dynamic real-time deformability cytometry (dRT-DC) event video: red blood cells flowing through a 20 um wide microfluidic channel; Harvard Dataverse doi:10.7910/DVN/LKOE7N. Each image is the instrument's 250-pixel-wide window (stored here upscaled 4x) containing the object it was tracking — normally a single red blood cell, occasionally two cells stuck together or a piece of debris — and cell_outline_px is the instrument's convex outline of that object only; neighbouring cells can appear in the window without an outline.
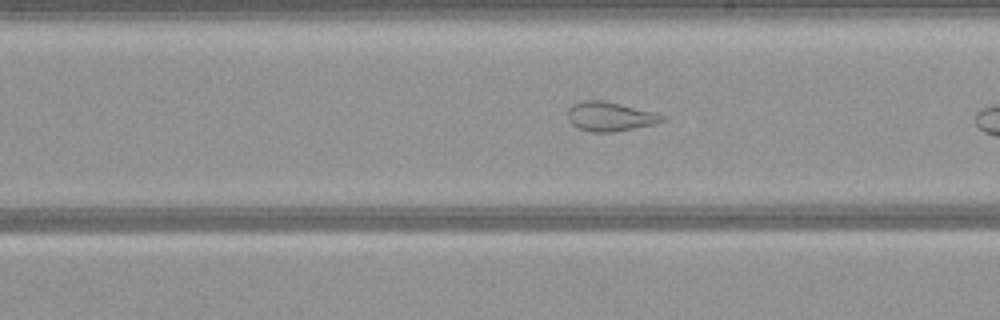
{"species": "common noctule bat (a hibernating species)", "species_latin": "Nyctalus noctula", "temperature_condition": "warm", "stored_images_in_passage": 15, "camera_frame_rate_fps": 3000, "um_per_image_px": 0.085, "animal": {"sex": "female", "body_mass_g": 21.9}, "frame": {"image": 1, "passage_image": 13, "time_ms": 4.0, "image_size_px": [1000, 320], "cell_outline_px": [[664, 120], [656, 124], [616, 132], [588, 132], [576, 128], [568, 120], [568, 108], [572, 104], [580, 100], [604, 100], [656, 112], [664, 116]], "centroid_in_image_um": [51.83, 9.9], "position_along_channel_um": 237.2, "area_um2": 16.47}}